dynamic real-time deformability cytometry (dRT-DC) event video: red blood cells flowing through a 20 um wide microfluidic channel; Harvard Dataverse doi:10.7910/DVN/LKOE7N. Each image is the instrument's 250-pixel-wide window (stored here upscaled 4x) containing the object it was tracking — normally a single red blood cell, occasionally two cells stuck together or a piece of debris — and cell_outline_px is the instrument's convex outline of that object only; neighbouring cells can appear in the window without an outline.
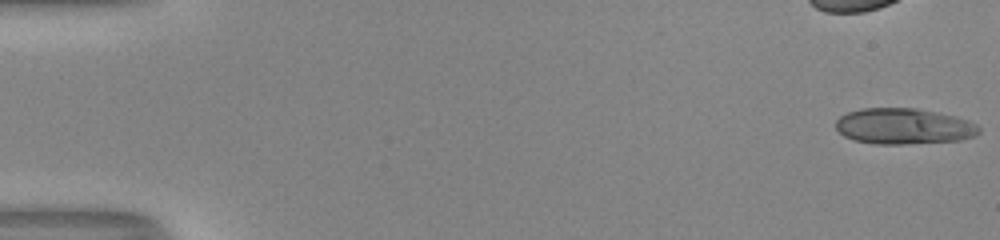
{"species": "human", "species_latin": "Homo sapiens", "temperature_condition": "room temperature", "stored_images_in_passage": 41, "camera_frame_rate_fps": 3000, "um_per_image_px": 0.085, "donor": {"sex": "male"}, "frame": {"image": 1, "passage_image": 1, "time_ms": 0.0, "image_size_px": [1000, 240], "cell_outline_px": [[980, 132], [972, 136], [960, 140], [900, 144], [876, 144], [852, 140], [844, 136], [836, 128], [836, 120], [840, 116], [848, 112], [864, 108], [916, 108], [952, 116], [968, 120], [976, 124], [980, 128]], "centroid_in_image_um": [76.78, 10.73], "position_along_channel_um": 8.2, "area_um2": 29.71}}